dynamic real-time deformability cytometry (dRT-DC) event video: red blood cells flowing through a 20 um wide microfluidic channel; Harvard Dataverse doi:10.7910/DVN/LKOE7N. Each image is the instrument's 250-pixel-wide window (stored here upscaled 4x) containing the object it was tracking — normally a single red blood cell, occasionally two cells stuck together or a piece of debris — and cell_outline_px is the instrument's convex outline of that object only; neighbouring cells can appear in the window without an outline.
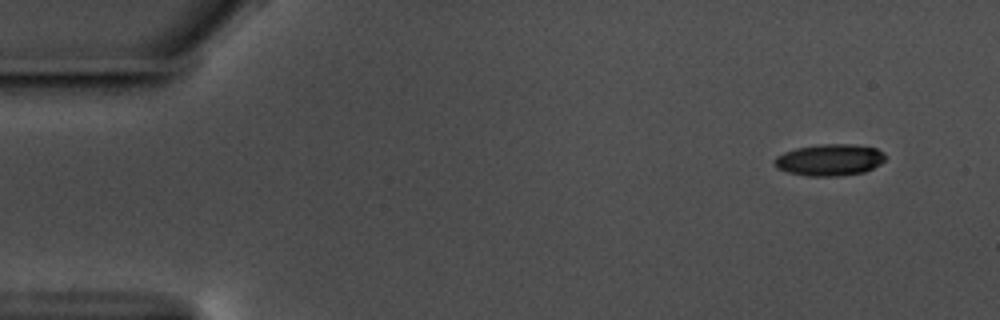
{"species": "common noctule bat (a hibernating species)", "species_latin": "Nyctalus noctula", "temperature_condition": "warm", "stored_images_in_passage": 54, "camera_frame_rate_fps": 3000, "um_per_image_px": 0.085, "animal": {"sex": "male", "body_mass_g": 17.5, "forearm_length_mm": 52.3}, "frame": {"image": 1, "passage_image": 1, "time_ms": 0.0, "image_size_px": [1000, 320], "cell_outline_px": [[888, 156], [880, 164], [864, 172], [836, 176], [808, 176], [788, 172], [776, 168], [772, 160], [776, 156], [784, 152], [796, 148], [820, 144], [856, 144], [876, 148], [884, 152]], "centroid_in_image_um": [70.52, 13.58], "position_along_channel_um": 14.5, "area_um2": 20.63}}
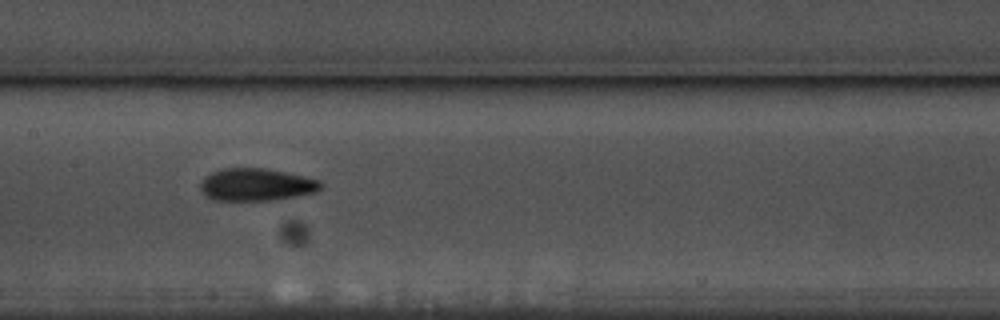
{"frame": {"image": 2, "passage_image": 25, "time_ms": 8.0, "image_size_px": [1000, 320], "cell_outline_px": [[324, 184], [316, 192], [300, 196], [280, 200], [212, 200], [200, 188], [200, 184], [204, 176], [212, 172], [224, 168], [264, 168], [304, 176], [320, 180]], "centroid_in_image_um": [21.82, 15.7], "position_along_channel_um": 185.6, "area_um2": 22.89}}
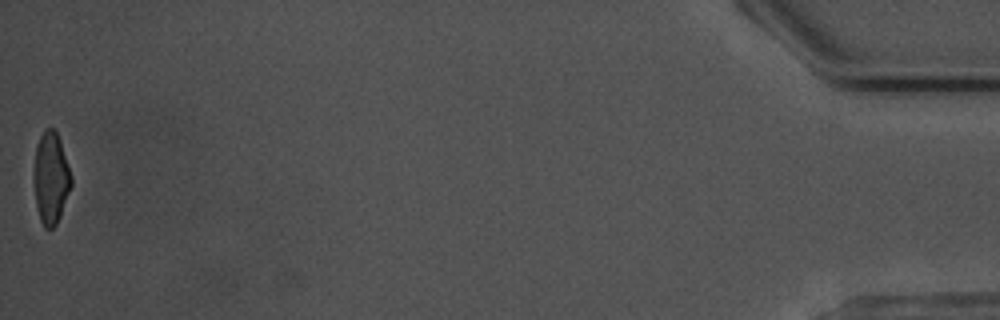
{"frame": {"image": 3, "passage_image": 54, "time_ms": 17.667, "image_size_px": [1000, 320], "cell_outline_px": [[72, 184], [60, 216], [56, 224], [52, 228], [44, 228], [40, 220], [36, 204], [32, 180], [32, 172], [36, 144], [44, 128], [56, 128], [72, 176]], "centroid_in_image_um": [4.29, 15.09], "position_along_channel_um": 430.9, "area_um2": 20.46}, "authors_computed_cell_mechanics": {"area_um2": 21.5305, "velocity_mm_per_s": 3.5713, "shape_relaxation_time_tau1_ms": 4.9475, "shape_relaxation_time_tau2_ms": 2.8058, "deformation_change_tau1": 0.1604, "deformation_change_tau2": 0.1003}}